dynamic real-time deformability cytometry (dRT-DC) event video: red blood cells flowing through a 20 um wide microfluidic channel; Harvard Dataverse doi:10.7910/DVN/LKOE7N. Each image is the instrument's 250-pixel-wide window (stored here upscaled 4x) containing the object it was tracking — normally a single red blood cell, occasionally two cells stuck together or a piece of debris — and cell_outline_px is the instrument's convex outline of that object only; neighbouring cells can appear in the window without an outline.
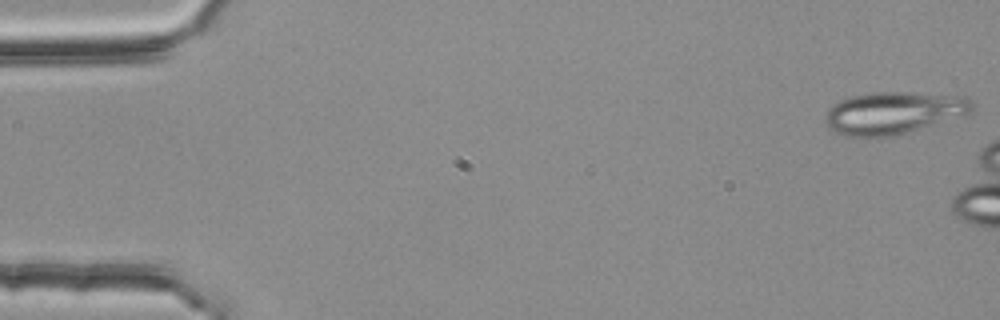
{"species": "common noctule bat (a hibernating species)", "species_latin": "Nyctalus noctula", "temperature_condition": "room temperature", "stored_images_in_passage": 8, "camera_frame_rate_fps": 3000, "um_per_image_px": 0.085, "animal": {"sex": "female", "body_mass_g": 25.1}, "frame": {"image": 1, "passage_image": 1, "time_ms": 0.0, "image_size_px": [1000, 320], "cell_outline_px": [[976, 104], [972, 112], [904, 132], [888, 136], [848, 136], [836, 132], [824, 120], [828, 108], [832, 104], [848, 96], [868, 92], [908, 92], [964, 96]], "centroid_in_image_um": [75.91, 9.55], "position_along_channel_um": 9.1, "area_um2": 35.6}}